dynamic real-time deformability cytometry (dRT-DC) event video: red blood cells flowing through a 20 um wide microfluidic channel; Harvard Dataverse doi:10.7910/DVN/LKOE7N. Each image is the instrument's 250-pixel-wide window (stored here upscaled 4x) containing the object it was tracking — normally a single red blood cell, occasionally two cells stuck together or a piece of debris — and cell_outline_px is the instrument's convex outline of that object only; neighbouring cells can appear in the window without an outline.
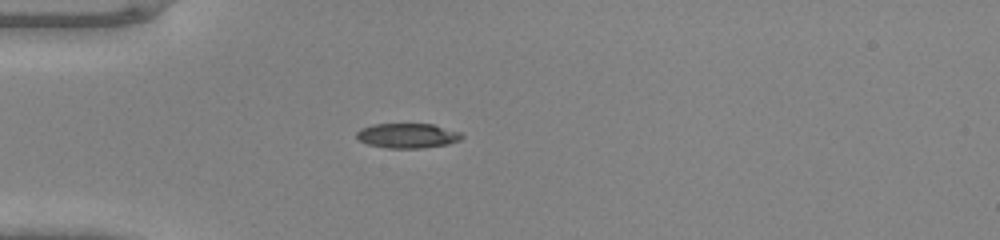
{"species": "common noctule bat (a hibernating species)", "species_latin": "Nyctalus noctula", "temperature_condition": "warm", "stored_images_in_passage": 35, "camera_frame_rate_fps": 3000, "um_per_image_px": 0.085, "animal": {"sex": "male", "body_mass_g": 20.0, "forearm_length_mm": 53.3}, "frame": {"image": 1, "passage_image": 1, "time_ms": 0.0, "image_size_px": [1000, 240], "cell_outline_px": [[464, 136], [460, 140], [448, 144], [424, 148], [388, 148], [368, 144], [360, 140], [356, 136], [356, 132], [360, 128], [372, 124], [432, 124], [460, 132]], "centroid_in_image_um": [34.64, 11.53], "position_along_channel_um": 50.4, "area_um2": 15.2}}
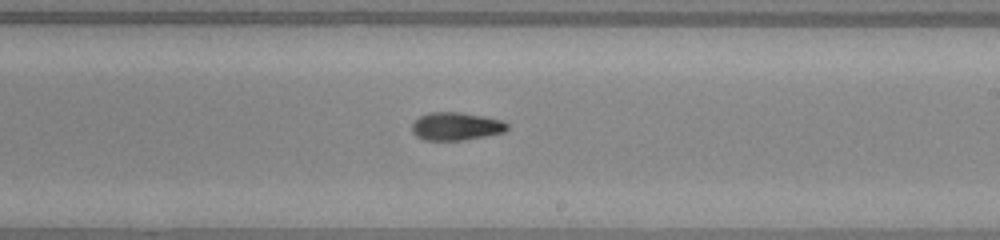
{"frame": {"image": 2, "passage_image": 16, "time_ms": 5.0, "image_size_px": [1000, 240], "cell_outline_px": [[508, 128], [504, 132], [464, 140], [424, 140], [416, 136], [412, 132], [412, 124], [420, 116], [432, 112], [460, 112], [484, 116], [500, 120], [508, 124]], "centroid_in_image_um": [38.75, 10.74], "position_along_channel_um": 250.2, "area_um2": 15.43}}
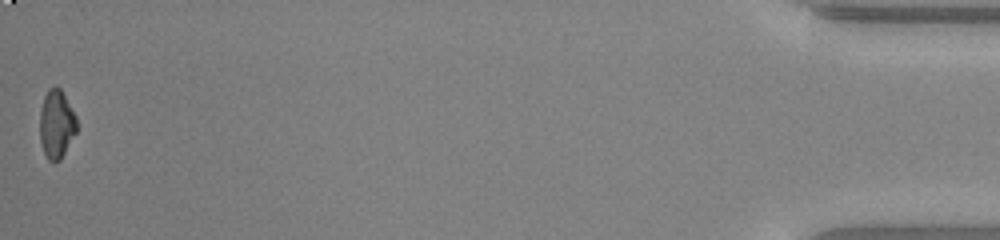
{"frame": {"image": 3, "passage_image": 35, "time_ms": 11.333, "image_size_px": [1000, 240], "cell_outline_px": [[76, 132], [60, 160], [48, 160], [44, 152], [40, 140], [40, 112], [44, 96], [48, 88], [60, 88], [76, 116]], "centroid_in_image_um": [4.79, 10.55], "position_along_channel_um": 430.4, "area_um2": 14.39}}